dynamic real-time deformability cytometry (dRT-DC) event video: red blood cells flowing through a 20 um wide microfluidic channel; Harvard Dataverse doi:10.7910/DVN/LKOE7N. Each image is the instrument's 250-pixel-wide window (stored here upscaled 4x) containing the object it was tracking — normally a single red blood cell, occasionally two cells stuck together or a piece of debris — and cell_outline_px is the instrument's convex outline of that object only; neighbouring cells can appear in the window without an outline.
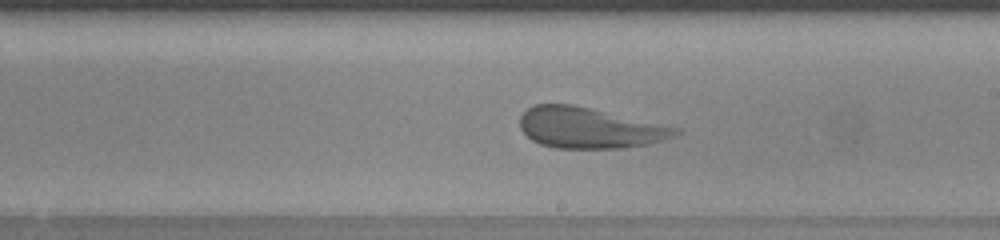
{"species": "human", "species_latin": "Homo sapiens", "temperature_condition": "warm", "stored_images_in_passage": 36, "camera_frame_rate_fps": 3000, "um_per_image_px": 0.085, "donor": {"sex": "female"}, "frame": {"image": 1, "passage_image": 21, "time_ms": 6.667, "image_size_px": [1000, 240], "cell_outline_px": [[680, 132], [676, 136], [648, 144], [620, 148], [552, 148], [540, 144], [532, 140], [520, 128], [520, 116], [532, 104], [572, 104], [592, 108], [680, 128]], "centroid_in_image_um": [50.08, 10.86], "position_along_channel_um": 238.9, "area_um2": 36.99}}
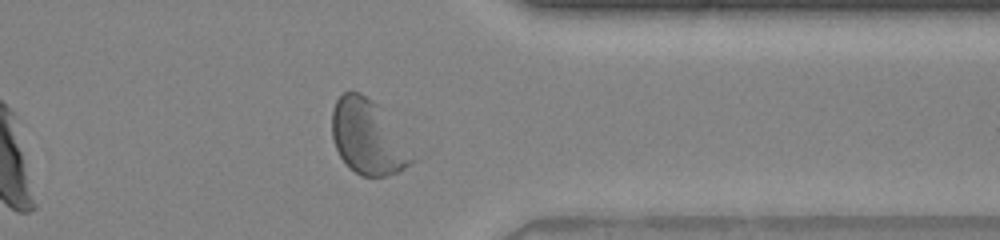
{"frame": {"image": 2, "passage_image": 31, "time_ms": 10.0, "image_size_px": [1000, 240], "cell_outline_px": [[416, 160], [412, 164], [396, 172], [384, 176], [360, 176], [348, 168], [340, 156], [332, 140], [332, 108], [336, 100], [344, 92], [360, 92], [372, 100], [376, 104]], "centroid_in_image_um": [31.19, 11.69], "position_along_channel_um": 380.2, "area_um2": 33.93}}